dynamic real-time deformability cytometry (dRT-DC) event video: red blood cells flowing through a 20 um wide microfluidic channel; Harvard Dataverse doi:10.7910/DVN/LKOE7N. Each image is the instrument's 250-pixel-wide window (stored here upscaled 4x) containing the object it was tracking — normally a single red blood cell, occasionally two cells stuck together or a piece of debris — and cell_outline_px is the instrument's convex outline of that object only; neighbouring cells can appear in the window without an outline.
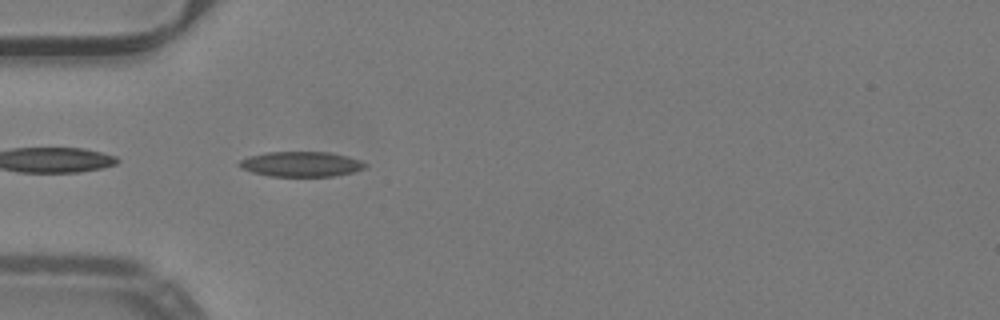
{"species": "common noctule bat (a hibernating species)", "species_latin": "Nyctalus noctula", "temperature_condition": "warm", "stored_images_in_passage": 35, "camera_frame_rate_fps": 3000, "um_per_image_px": 0.085, "animal": {"sex": "male", "body_mass_g": 19.2, "forearm_length_mm": 51.8}, "frame": {"image": 1, "passage_image": 1, "time_ms": 0.0, "image_size_px": [1000, 320], "cell_outline_px": [[368, 164], [364, 168], [352, 172], [332, 176], [268, 176], [252, 172], [240, 168], [236, 164], [240, 160], [248, 156], [268, 152], [328, 152], [348, 156], [360, 160]], "centroid_in_image_um": [25.56, 13.94], "position_along_channel_um": 59.4, "area_um2": 18.44}}
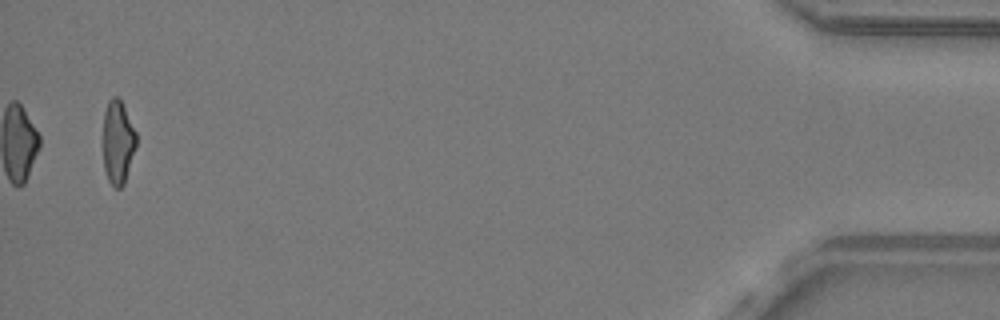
{"frame": {"image": 2, "passage_image": 35, "time_ms": 11.333, "image_size_px": [1000, 320], "cell_outline_px": [[136, 148], [124, 184], [120, 188], [116, 188], [108, 180], [104, 168], [104, 112], [108, 100], [112, 96], [116, 96], [120, 100], [136, 132]], "centroid_in_image_um": [10.02, 12.1], "position_along_channel_um": 425.2, "area_um2": 15.95}, "authors_computed_cell_mechanics": {"area_um2": 17.629, "velocity_mm_per_s": 4.0268, "shape_relaxation_time_tau1_ms": null, "shape_relaxation_time_tau2_ms": 2.8096, "deformation_change_tau1": null, "deformation_change_tau2": 0.1022}}